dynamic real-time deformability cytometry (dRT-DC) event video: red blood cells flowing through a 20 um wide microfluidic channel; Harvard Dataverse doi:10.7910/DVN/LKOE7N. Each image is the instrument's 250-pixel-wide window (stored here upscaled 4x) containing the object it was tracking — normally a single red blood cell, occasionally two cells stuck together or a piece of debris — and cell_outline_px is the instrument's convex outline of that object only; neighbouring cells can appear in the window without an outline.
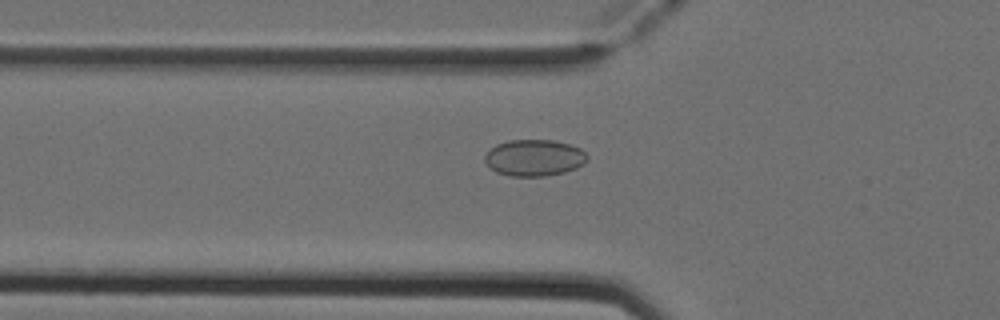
{"species": "Egyptian fruit bat (a non-hibernating species)", "species_latin": "Rousettus aegyptiacus", "temperature_condition": "cold", "stored_images_in_passage": 15, "camera_frame_rate_fps": 3000, "um_per_image_px": 0.085, "animal": {"sex": "female"}, "frame": {"image": 1, "passage_image": 5, "time_ms": 1.333, "image_size_px": [1000, 320], "cell_outline_px": [[588, 160], [584, 164], [576, 168], [564, 172], [544, 176], [508, 176], [496, 172], [484, 160], [484, 156], [496, 144], [508, 140], [552, 140], [568, 144], [580, 148], [588, 156]], "centroid_in_image_um": [45.42, 13.41], "position_along_channel_um": 80.4, "area_um2": 21.73}}
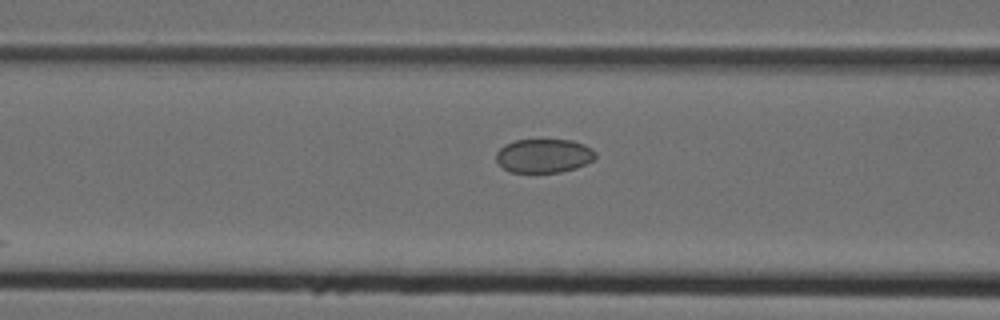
{"frame": {"image": 2, "passage_image": 8, "time_ms": 2.333, "image_size_px": [1000, 320], "cell_outline_px": [[596, 156], [592, 160], [576, 168], [560, 172], [512, 172], [504, 168], [496, 160], [496, 152], [504, 144], [516, 140], [572, 140], [584, 144], [592, 148], [596, 152]], "centroid_in_image_um": [46.23, 13.23], "position_along_channel_um": 120.4, "area_um2": 19.54}}
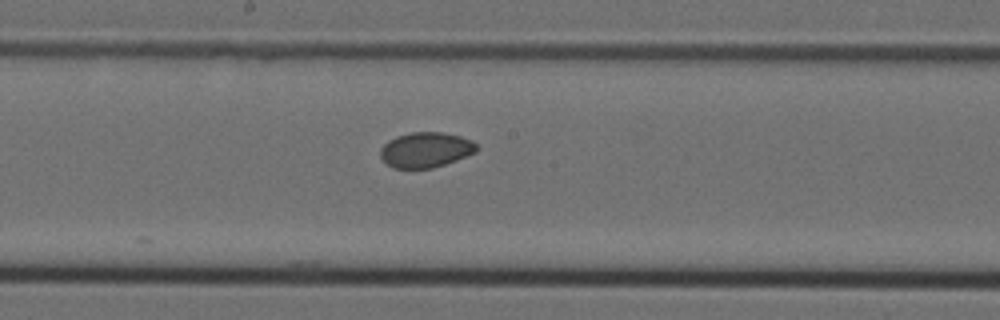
{"frame": {"image": 3, "passage_image": 15, "time_ms": 4.667, "image_size_px": [1000, 320], "cell_outline_px": [[480, 148], [476, 152], [456, 160], [432, 168], [392, 168], [380, 156], [380, 148], [388, 140], [396, 136], [412, 132], [440, 132], [460, 136], [472, 140]], "centroid_in_image_um": [36.19, 12.73], "position_along_channel_um": 212.0, "area_um2": 19.77}}